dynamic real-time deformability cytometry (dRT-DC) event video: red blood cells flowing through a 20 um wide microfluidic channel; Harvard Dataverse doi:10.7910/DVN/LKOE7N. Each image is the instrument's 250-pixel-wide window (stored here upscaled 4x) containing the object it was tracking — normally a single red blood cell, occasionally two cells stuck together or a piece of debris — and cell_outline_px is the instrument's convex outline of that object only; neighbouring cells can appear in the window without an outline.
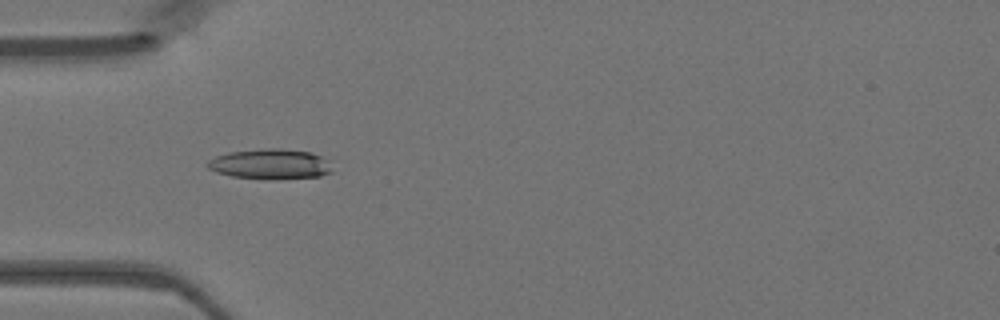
{"species": "Egyptian fruit bat (a non-hibernating species)", "species_latin": "Rousettus aegyptiacus", "temperature_condition": "warm", "stored_images_in_passage": 37, "camera_frame_rate_fps": 3000, "um_per_image_px": 0.085, "animal": {"sex": "female"}, "frame": {"image": 1, "passage_image": 4, "time_ms": 1.0, "image_size_px": [1000, 320], "cell_outline_px": [[332, 172], [320, 176], [264, 180], [232, 176], [216, 172], [208, 168], [204, 164], [208, 160], [216, 156], [228, 152], [264, 148], [280, 148], [312, 152], [328, 160]], "centroid_in_image_um": [22.94, 13.94], "position_along_channel_um": 62.1, "area_um2": 22.2}}
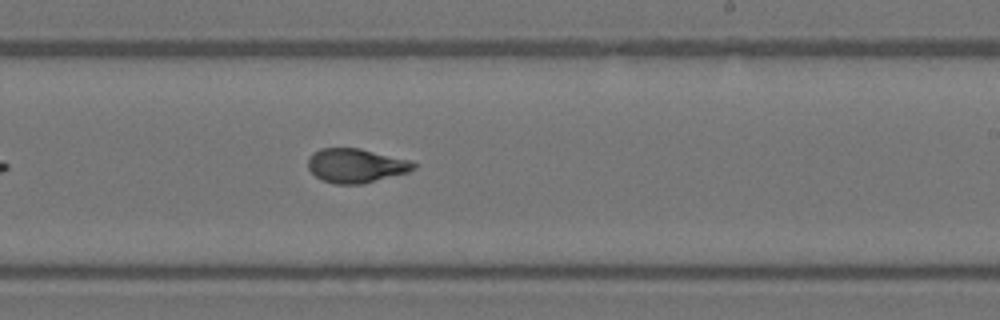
{"frame": {"image": 2, "passage_image": 18, "time_ms": 5.667, "image_size_px": [1000, 320], "cell_outline_px": [[416, 168], [408, 172], [364, 184], [336, 184], [324, 180], [316, 176], [308, 168], [308, 156], [312, 152], [320, 148], [360, 148], [412, 160], [416, 164]], "centroid_in_image_um": [30.27, 14.06], "position_along_channel_um": 258.7, "area_um2": 21.21}}
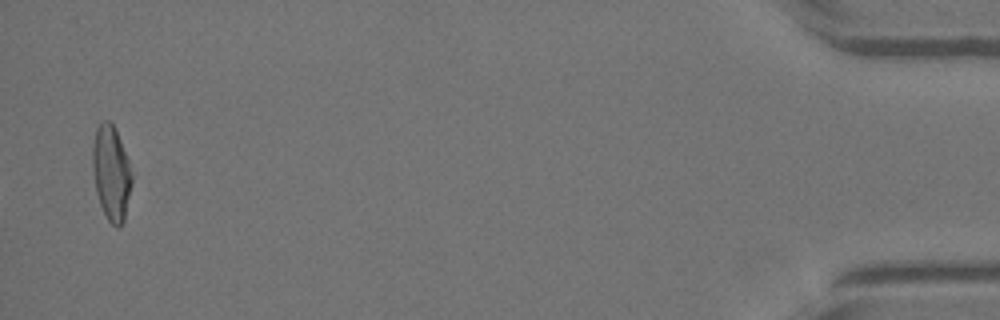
{"frame": {"image": 3, "passage_image": 36, "time_ms": 11.667, "image_size_px": [1000, 320], "cell_outline_px": [[132, 184], [124, 220], [120, 228], [116, 228], [108, 220], [100, 204], [96, 192], [92, 168], [92, 144], [96, 128], [100, 120], [108, 120], [116, 128], [128, 160], [132, 176]], "centroid_in_image_um": [9.44, 14.68], "position_along_channel_um": 425.8, "area_um2": 21.91}}